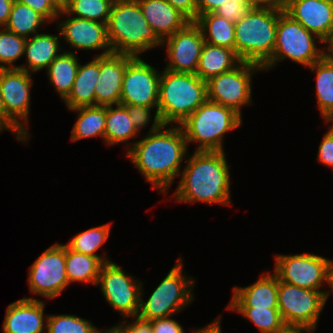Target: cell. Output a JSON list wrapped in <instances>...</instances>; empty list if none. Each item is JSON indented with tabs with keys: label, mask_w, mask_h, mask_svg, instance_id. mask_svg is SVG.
Here are the masks:
<instances>
[{
	"label": "cell",
	"mask_w": 333,
	"mask_h": 333,
	"mask_svg": "<svg viewBox=\"0 0 333 333\" xmlns=\"http://www.w3.org/2000/svg\"><path fill=\"white\" fill-rule=\"evenodd\" d=\"M129 144H126V156L153 188L167 194L173 180L180 176L181 163L188 155L182 127L170 125L169 128L156 111L147 135Z\"/></svg>",
	"instance_id": "obj_1"
},
{
	"label": "cell",
	"mask_w": 333,
	"mask_h": 333,
	"mask_svg": "<svg viewBox=\"0 0 333 333\" xmlns=\"http://www.w3.org/2000/svg\"><path fill=\"white\" fill-rule=\"evenodd\" d=\"M173 197L177 202H203L231 205L230 172L225 151H194L187 155L186 166Z\"/></svg>",
	"instance_id": "obj_2"
},
{
	"label": "cell",
	"mask_w": 333,
	"mask_h": 333,
	"mask_svg": "<svg viewBox=\"0 0 333 333\" xmlns=\"http://www.w3.org/2000/svg\"><path fill=\"white\" fill-rule=\"evenodd\" d=\"M107 36L112 53L133 57L162 46V40L149 26L137 0L114 1L107 22Z\"/></svg>",
	"instance_id": "obj_3"
},
{
	"label": "cell",
	"mask_w": 333,
	"mask_h": 333,
	"mask_svg": "<svg viewBox=\"0 0 333 333\" xmlns=\"http://www.w3.org/2000/svg\"><path fill=\"white\" fill-rule=\"evenodd\" d=\"M207 100V82L196 74L161 71L158 109L163 124L180 125Z\"/></svg>",
	"instance_id": "obj_4"
},
{
	"label": "cell",
	"mask_w": 333,
	"mask_h": 333,
	"mask_svg": "<svg viewBox=\"0 0 333 333\" xmlns=\"http://www.w3.org/2000/svg\"><path fill=\"white\" fill-rule=\"evenodd\" d=\"M281 13L252 8L235 24V53L241 61L263 67L272 58L278 17Z\"/></svg>",
	"instance_id": "obj_5"
},
{
	"label": "cell",
	"mask_w": 333,
	"mask_h": 333,
	"mask_svg": "<svg viewBox=\"0 0 333 333\" xmlns=\"http://www.w3.org/2000/svg\"><path fill=\"white\" fill-rule=\"evenodd\" d=\"M242 119L233 109L206 100L180 126L187 145L198 144L195 151H224L223 137L239 128Z\"/></svg>",
	"instance_id": "obj_6"
},
{
	"label": "cell",
	"mask_w": 333,
	"mask_h": 333,
	"mask_svg": "<svg viewBox=\"0 0 333 333\" xmlns=\"http://www.w3.org/2000/svg\"><path fill=\"white\" fill-rule=\"evenodd\" d=\"M183 259L178 258L161 283L154 289L149 298L142 299L143 284L140 294V306L137 317L150 321L156 318H165L183 311L194 301L193 287L196 280L183 273Z\"/></svg>",
	"instance_id": "obj_7"
},
{
	"label": "cell",
	"mask_w": 333,
	"mask_h": 333,
	"mask_svg": "<svg viewBox=\"0 0 333 333\" xmlns=\"http://www.w3.org/2000/svg\"><path fill=\"white\" fill-rule=\"evenodd\" d=\"M318 41L324 43L302 24L282 12L278 17L274 53L263 66V70L272 69L278 65L277 62L280 63L285 59L305 67L311 66L326 55L325 49L316 45Z\"/></svg>",
	"instance_id": "obj_8"
},
{
	"label": "cell",
	"mask_w": 333,
	"mask_h": 333,
	"mask_svg": "<svg viewBox=\"0 0 333 333\" xmlns=\"http://www.w3.org/2000/svg\"><path fill=\"white\" fill-rule=\"evenodd\" d=\"M260 65L241 61L232 70L210 78L207 100L233 109L242 117V106L252 103V75L262 72Z\"/></svg>",
	"instance_id": "obj_9"
},
{
	"label": "cell",
	"mask_w": 333,
	"mask_h": 333,
	"mask_svg": "<svg viewBox=\"0 0 333 333\" xmlns=\"http://www.w3.org/2000/svg\"><path fill=\"white\" fill-rule=\"evenodd\" d=\"M329 291L304 289L278 279V310L285 324L317 328Z\"/></svg>",
	"instance_id": "obj_10"
},
{
	"label": "cell",
	"mask_w": 333,
	"mask_h": 333,
	"mask_svg": "<svg viewBox=\"0 0 333 333\" xmlns=\"http://www.w3.org/2000/svg\"><path fill=\"white\" fill-rule=\"evenodd\" d=\"M331 259L311 253L275 256L274 273L280 281L304 289L322 290L328 285ZM321 289V290H320Z\"/></svg>",
	"instance_id": "obj_11"
},
{
	"label": "cell",
	"mask_w": 333,
	"mask_h": 333,
	"mask_svg": "<svg viewBox=\"0 0 333 333\" xmlns=\"http://www.w3.org/2000/svg\"><path fill=\"white\" fill-rule=\"evenodd\" d=\"M135 279L111 261L102 266L96 283L109 306L124 318L133 319L139 311L142 282Z\"/></svg>",
	"instance_id": "obj_12"
},
{
	"label": "cell",
	"mask_w": 333,
	"mask_h": 333,
	"mask_svg": "<svg viewBox=\"0 0 333 333\" xmlns=\"http://www.w3.org/2000/svg\"><path fill=\"white\" fill-rule=\"evenodd\" d=\"M65 266V245L50 246L29 269V291L47 299L56 298L69 285Z\"/></svg>",
	"instance_id": "obj_13"
},
{
	"label": "cell",
	"mask_w": 333,
	"mask_h": 333,
	"mask_svg": "<svg viewBox=\"0 0 333 333\" xmlns=\"http://www.w3.org/2000/svg\"><path fill=\"white\" fill-rule=\"evenodd\" d=\"M32 74L19 69H0V91L6 116L28 137L27 125L31 87L33 86ZM25 122V123H24Z\"/></svg>",
	"instance_id": "obj_14"
},
{
	"label": "cell",
	"mask_w": 333,
	"mask_h": 333,
	"mask_svg": "<svg viewBox=\"0 0 333 333\" xmlns=\"http://www.w3.org/2000/svg\"><path fill=\"white\" fill-rule=\"evenodd\" d=\"M140 57H134L123 76L120 105H140L158 109L161 72Z\"/></svg>",
	"instance_id": "obj_15"
},
{
	"label": "cell",
	"mask_w": 333,
	"mask_h": 333,
	"mask_svg": "<svg viewBox=\"0 0 333 333\" xmlns=\"http://www.w3.org/2000/svg\"><path fill=\"white\" fill-rule=\"evenodd\" d=\"M204 43L199 25L195 21L188 22L182 29L162 41V47H167L165 69L196 74Z\"/></svg>",
	"instance_id": "obj_16"
},
{
	"label": "cell",
	"mask_w": 333,
	"mask_h": 333,
	"mask_svg": "<svg viewBox=\"0 0 333 333\" xmlns=\"http://www.w3.org/2000/svg\"><path fill=\"white\" fill-rule=\"evenodd\" d=\"M67 16L65 20L58 21V32L63 40L75 50H101L103 52L97 56H104L112 53L107 36V23H101L88 19L71 17L64 9L60 16Z\"/></svg>",
	"instance_id": "obj_17"
},
{
	"label": "cell",
	"mask_w": 333,
	"mask_h": 333,
	"mask_svg": "<svg viewBox=\"0 0 333 333\" xmlns=\"http://www.w3.org/2000/svg\"><path fill=\"white\" fill-rule=\"evenodd\" d=\"M285 13L323 42L333 27V0H288Z\"/></svg>",
	"instance_id": "obj_18"
},
{
	"label": "cell",
	"mask_w": 333,
	"mask_h": 333,
	"mask_svg": "<svg viewBox=\"0 0 333 333\" xmlns=\"http://www.w3.org/2000/svg\"><path fill=\"white\" fill-rule=\"evenodd\" d=\"M131 55L110 53L100 56V76L95 87V106L120 104L121 88L126 65Z\"/></svg>",
	"instance_id": "obj_19"
},
{
	"label": "cell",
	"mask_w": 333,
	"mask_h": 333,
	"mask_svg": "<svg viewBox=\"0 0 333 333\" xmlns=\"http://www.w3.org/2000/svg\"><path fill=\"white\" fill-rule=\"evenodd\" d=\"M45 302L24 297L6 308L3 333H46L47 315L44 316ZM45 320V322H44Z\"/></svg>",
	"instance_id": "obj_20"
},
{
	"label": "cell",
	"mask_w": 333,
	"mask_h": 333,
	"mask_svg": "<svg viewBox=\"0 0 333 333\" xmlns=\"http://www.w3.org/2000/svg\"><path fill=\"white\" fill-rule=\"evenodd\" d=\"M265 273L252 285L234 287L226 308H278V277L274 272Z\"/></svg>",
	"instance_id": "obj_21"
},
{
	"label": "cell",
	"mask_w": 333,
	"mask_h": 333,
	"mask_svg": "<svg viewBox=\"0 0 333 333\" xmlns=\"http://www.w3.org/2000/svg\"><path fill=\"white\" fill-rule=\"evenodd\" d=\"M149 26L163 41L190 20L166 0H137Z\"/></svg>",
	"instance_id": "obj_22"
},
{
	"label": "cell",
	"mask_w": 333,
	"mask_h": 333,
	"mask_svg": "<svg viewBox=\"0 0 333 333\" xmlns=\"http://www.w3.org/2000/svg\"><path fill=\"white\" fill-rule=\"evenodd\" d=\"M60 37V33L57 35L37 33L32 37L26 38L24 56L27 64L17 65V68L31 74L45 68L47 69L60 54L59 52L63 50L59 41Z\"/></svg>",
	"instance_id": "obj_23"
},
{
	"label": "cell",
	"mask_w": 333,
	"mask_h": 333,
	"mask_svg": "<svg viewBox=\"0 0 333 333\" xmlns=\"http://www.w3.org/2000/svg\"><path fill=\"white\" fill-rule=\"evenodd\" d=\"M100 76V56L79 65L72 90L64 100L68 110L95 106V87Z\"/></svg>",
	"instance_id": "obj_24"
},
{
	"label": "cell",
	"mask_w": 333,
	"mask_h": 333,
	"mask_svg": "<svg viewBox=\"0 0 333 333\" xmlns=\"http://www.w3.org/2000/svg\"><path fill=\"white\" fill-rule=\"evenodd\" d=\"M241 60L233 49L204 43L196 75L204 81L232 70Z\"/></svg>",
	"instance_id": "obj_25"
},
{
	"label": "cell",
	"mask_w": 333,
	"mask_h": 333,
	"mask_svg": "<svg viewBox=\"0 0 333 333\" xmlns=\"http://www.w3.org/2000/svg\"><path fill=\"white\" fill-rule=\"evenodd\" d=\"M78 57L71 50H62L47 70L50 84L55 88L57 94L64 101L70 94L78 67Z\"/></svg>",
	"instance_id": "obj_26"
},
{
	"label": "cell",
	"mask_w": 333,
	"mask_h": 333,
	"mask_svg": "<svg viewBox=\"0 0 333 333\" xmlns=\"http://www.w3.org/2000/svg\"><path fill=\"white\" fill-rule=\"evenodd\" d=\"M70 111L78 113L70 137L72 142L98 136L105 142L106 106L79 107Z\"/></svg>",
	"instance_id": "obj_27"
},
{
	"label": "cell",
	"mask_w": 333,
	"mask_h": 333,
	"mask_svg": "<svg viewBox=\"0 0 333 333\" xmlns=\"http://www.w3.org/2000/svg\"><path fill=\"white\" fill-rule=\"evenodd\" d=\"M195 22L201 28L204 41L235 51V24L214 12L199 15Z\"/></svg>",
	"instance_id": "obj_28"
},
{
	"label": "cell",
	"mask_w": 333,
	"mask_h": 333,
	"mask_svg": "<svg viewBox=\"0 0 333 333\" xmlns=\"http://www.w3.org/2000/svg\"><path fill=\"white\" fill-rule=\"evenodd\" d=\"M65 262L69 285L71 282H83L92 283L95 286L104 265L99 258L73 251L66 244Z\"/></svg>",
	"instance_id": "obj_29"
},
{
	"label": "cell",
	"mask_w": 333,
	"mask_h": 333,
	"mask_svg": "<svg viewBox=\"0 0 333 333\" xmlns=\"http://www.w3.org/2000/svg\"><path fill=\"white\" fill-rule=\"evenodd\" d=\"M129 117L128 109L124 105L106 106L105 144L117 145L127 143L128 140L138 137Z\"/></svg>",
	"instance_id": "obj_30"
},
{
	"label": "cell",
	"mask_w": 333,
	"mask_h": 333,
	"mask_svg": "<svg viewBox=\"0 0 333 333\" xmlns=\"http://www.w3.org/2000/svg\"><path fill=\"white\" fill-rule=\"evenodd\" d=\"M308 68L316 71L317 107L323 117L333 109V56L325 55Z\"/></svg>",
	"instance_id": "obj_31"
},
{
	"label": "cell",
	"mask_w": 333,
	"mask_h": 333,
	"mask_svg": "<svg viewBox=\"0 0 333 333\" xmlns=\"http://www.w3.org/2000/svg\"><path fill=\"white\" fill-rule=\"evenodd\" d=\"M47 22L48 21L38 12L14 0L9 20L4 28L19 36L29 38L30 35L31 37L36 35L38 33L37 31H39L38 28Z\"/></svg>",
	"instance_id": "obj_32"
},
{
	"label": "cell",
	"mask_w": 333,
	"mask_h": 333,
	"mask_svg": "<svg viewBox=\"0 0 333 333\" xmlns=\"http://www.w3.org/2000/svg\"><path fill=\"white\" fill-rule=\"evenodd\" d=\"M111 227V223L92 227L75 235L66 245L73 251L97 257L104 264L111 262L105 254L103 256L96 254L98 249L108 240Z\"/></svg>",
	"instance_id": "obj_33"
},
{
	"label": "cell",
	"mask_w": 333,
	"mask_h": 333,
	"mask_svg": "<svg viewBox=\"0 0 333 333\" xmlns=\"http://www.w3.org/2000/svg\"><path fill=\"white\" fill-rule=\"evenodd\" d=\"M115 0H70L63 8L76 18L107 23Z\"/></svg>",
	"instance_id": "obj_34"
},
{
	"label": "cell",
	"mask_w": 333,
	"mask_h": 333,
	"mask_svg": "<svg viewBox=\"0 0 333 333\" xmlns=\"http://www.w3.org/2000/svg\"><path fill=\"white\" fill-rule=\"evenodd\" d=\"M252 322L260 333H271L283 324L278 308H227Z\"/></svg>",
	"instance_id": "obj_35"
},
{
	"label": "cell",
	"mask_w": 333,
	"mask_h": 333,
	"mask_svg": "<svg viewBox=\"0 0 333 333\" xmlns=\"http://www.w3.org/2000/svg\"><path fill=\"white\" fill-rule=\"evenodd\" d=\"M47 317L46 333H96L99 330L89 320L77 315L51 314Z\"/></svg>",
	"instance_id": "obj_36"
},
{
	"label": "cell",
	"mask_w": 333,
	"mask_h": 333,
	"mask_svg": "<svg viewBox=\"0 0 333 333\" xmlns=\"http://www.w3.org/2000/svg\"><path fill=\"white\" fill-rule=\"evenodd\" d=\"M26 38L0 28V69L17 68L14 63L24 56Z\"/></svg>",
	"instance_id": "obj_37"
},
{
	"label": "cell",
	"mask_w": 333,
	"mask_h": 333,
	"mask_svg": "<svg viewBox=\"0 0 333 333\" xmlns=\"http://www.w3.org/2000/svg\"><path fill=\"white\" fill-rule=\"evenodd\" d=\"M251 9V4H243L229 0L219 6L214 13L236 24L240 22Z\"/></svg>",
	"instance_id": "obj_38"
},
{
	"label": "cell",
	"mask_w": 333,
	"mask_h": 333,
	"mask_svg": "<svg viewBox=\"0 0 333 333\" xmlns=\"http://www.w3.org/2000/svg\"><path fill=\"white\" fill-rule=\"evenodd\" d=\"M23 3L42 15L48 24L58 19L62 9L53 0H15Z\"/></svg>",
	"instance_id": "obj_39"
},
{
	"label": "cell",
	"mask_w": 333,
	"mask_h": 333,
	"mask_svg": "<svg viewBox=\"0 0 333 333\" xmlns=\"http://www.w3.org/2000/svg\"><path fill=\"white\" fill-rule=\"evenodd\" d=\"M129 112V117L136 131L140 134L141 129L148 126L151 122V110L154 107L138 106V105H124ZM147 125V126H146Z\"/></svg>",
	"instance_id": "obj_40"
},
{
	"label": "cell",
	"mask_w": 333,
	"mask_h": 333,
	"mask_svg": "<svg viewBox=\"0 0 333 333\" xmlns=\"http://www.w3.org/2000/svg\"><path fill=\"white\" fill-rule=\"evenodd\" d=\"M320 143L317 160L321 164L333 168V133L327 131Z\"/></svg>",
	"instance_id": "obj_41"
},
{
	"label": "cell",
	"mask_w": 333,
	"mask_h": 333,
	"mask_svg": "<svg viewBox=\"0 0 333 333\" xmlns=\"http://www.w3.org/2000/svg\"><path fill=\"white\" fill-rule=\"evenodd\" d=\"M171 317L150 320L153 333H185L182 325Z\"/></svg>",
	"instance_id": "obj_42"
},
{
	"label": "cell",
	"mask_w": 333,
	"mask_h": 333,
	"mask_svg": "<svg viewBox=\"0 0 333 333\" xmlns=\"http://www.w3.org/2000/svg\"><path fill=\"white\" fill-rule=\"evenodd\" d=\"M135 321H120L115 325L119 333H153L150 321L135 317Z\"/></svg>",
	"instance_id": "obj_43"
},
{
	"label": "cell",
	"mask_w": 333,
	"mask_h": 333,
	"mask_svg": "<svg viewBox=\"0 0 333 333\" xmlns=\"http://www.w3.org/2000/svg\"><path fill=\"white\" fill-rule=\"evenodd\" d=\"M190 21L197 19V0H166Z\"/></svg>",
	"instance_id": "obj_44"
},
{
	"label": "cell",
	"mask_w": 333,
	"mask_h": 333,
	"mask_svg": "<svg viewBox=\"0 0 333 333\" xmlns=\"http://www.w3.org/2000/svg\"><path fill=\"white\" fill-rule=\"evenodd\" d=\"M0 124L6 129L10 130L11 133L18 139L19 141L26 142L28 141V137L6 116L3 100L1 97L0 91Z\"/></svg>",
	"instance_id": "obj_45"
},
{
	"label": "cell",
	"mask_w": 333,
	"mask_h": 333,
	"mask_svg": "<svg viewBox=\"0 0 333 333\" xmlns=\"http://www.w3.org/2000/svg\"><path fill=\"white\" fill-rule=\"evenodd\" d=\"M288 0H250L252 8L285 12Z\"/></svg>",
	"instance_id": "obj_46"
},
{
	"label": "cell",
	"mask_w": 333,
	"mask_h": 333,
	"mask_svg": "<svg viewBox=\"0 0 333 333\" xmlns=\"http://www.w3.org/2000/svg\"><path fill=\"white\" fill-rule=\"evenodd\" d=\"M226 1L229 0H197V18L199 15L215 12Z\"/></svg>",
	"instance_id": "obj_47"
},
{
	"label": "cell",
	"mask_w": 333,
	"mask_h": 333,
	"mask_svg": "<svg viewBox=\"0 0 333 333\" xmlns=\"http://www.w3.org/2000/svg\"><path fill=\"white\" fill-rule=\"evenodd\" d=\"M312 333L315 332L307 326L294 325V324H283L279 329L274 330L271 333Z\"/></svg>",
	"instance_id": "obj_48"
},
{
	"label": "cell",
	"mask_w": 333,
	"mask_h": 333,
	"mask_svg": "<svg viewBox=\"0 0 333 333\" xmlns=\"http://www.w3.org/2000/svg\"><path fill=\"white\" fill-rule=\"evenodd\" d=\"M14 0H0V27H5L9 20Z\"/></svg>",
	"instance_id": "obj_49"
},
{
	"label": "cell",
	"mask_w": 333,
	"mask_h": 333,
	"mask_svg": "<svg viewBox=\"0 0 333 333\" xmlns=\"http://www.w3.org/2000/svg\"><path fill=\"white\" fill-rule=\"evenodd\" d=\"M192 333H222L221 317H217V319L215 318L214 321L210 322V324H208L204 328H198L192 331Z\"/></svg>",
	"instance_id": "obj_50"
},
{
	"label": "cell",
	"mask_w": 333,
	"mask_h": 333,
	"mask_svg": "<svg viewBox=\"0 0 333 333\" xmlns=\"http://www.w3.org/2000/svg\"><path fill=\"white\" fill-rule=\"evenodd\" d=\"M324 43H325L324 45L326 46L324 47V49H326L325 50L326 55L333 56V27L329 37L326 39Z\"/></svg>",
	"instance_id": "obj_51"
},
{
	"label": "cell",
	"mask_w": 333,
	"mask_h": 333,
	"mask_svg": "<svg viewBox=\"0 0 333 333\" xmlns=\"http://www.w3.org/2000/svg\"><path fill=\"white\" fill-rule=\"evenodd\" d=\"M322 118H324V120L327 122V123H331L332 122V125L329 127V130L330 132L333 133V109H331L327 114H325Z\"/></svg>",
	"instance_id": "obj_52"
},
{
	"label": "cell",
	"mask_w": 333,
	"mask_h": 333,
	"mask_svg": "<svg viewBox=\"0 0 333 333\" xmlns=\"http://www.w3.org/2000/svg\"><path fill=\"white\" fill-rule=\"evenodd\" d=\"M329 286H330V292H328L327 300L330 295V293H333V260H331L330 263V278H329Z\"/></svg>",
	"instance_id": "obj_53"
},
{
	"label": "cell",
	"mask_w": 333,
	"mask_h": 333,
	"mask_svg": "<svg viewBox=\"0 0 333 333\" xmlns=\"http://www.w3.org/2000/svg\"><path fill=\"white\" fill-rule=\"evenodd\" d=\"M96 333H119L115 326H111L110 328L106 329L105 331L100 329Z\"/></svg>",
	"instance_id": "obj_54"
},
{
	"label": "cell",
	"mask_w": 333,
	"mask_h": 333,
	"mask_svg": "<svg viewBox=\"0 0 333 333\" xmlns=\"http://www.w3.org/2000/svg\"><path fill=\"white\" fill-rule=\"evenodd\" d=\"M61 9L66 5V0H53Z\"/></svg>",
	"instance_id": "obj_55"
},
{
	"label": "cell",
	"mask_w": 333,
	"mask_h": 333,
	"mask_svg": "<svg viewBox=\"0 0 333 333\" xmlns=\"http://www.w3.org/2000/svg\"><path fill=\"white\" fill-rule=\"evenodd\" d=\"M233 1L241 2L243 4H250V0H233Z\"/></svg>",
	"instance_id": "obj_56"
},
{
	"label": "cell",
	"mask_w": 333,
	"mask_h": 333,
	"mask_svg": "<svg viewBox=\"0 0 333 333\" xmlns=\"http://www.w3.org/2000/svg\"><path fill=\"white\" fill-rule=\"evenodd\" d=\"M4 130L6 129L0 124V133H2Z\"/></svg>",
	"instance_id": "obj_57"
}]
</instances>
